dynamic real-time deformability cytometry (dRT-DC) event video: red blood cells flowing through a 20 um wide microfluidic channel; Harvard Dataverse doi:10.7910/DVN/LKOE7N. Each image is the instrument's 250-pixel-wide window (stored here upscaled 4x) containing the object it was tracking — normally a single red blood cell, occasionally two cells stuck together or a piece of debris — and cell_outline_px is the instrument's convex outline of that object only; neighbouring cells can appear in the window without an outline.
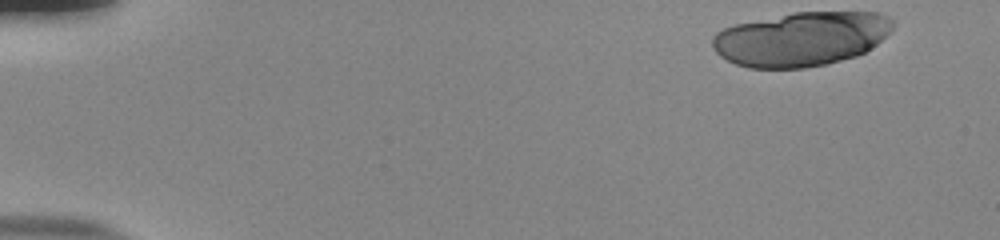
{"species": "human", "species_latin": "Homo sapiens", "temperature_condition": "room temperature", "stored_images_in_passage": 19, "camera_frame_rate_fps": 3000, "um_per_image_px": 0.085, "donor": {"sex": "male"}, "frame": {"image": 1, "passage_image": 1, "time_ms": 0.0, "image_size_px": [1000, 240], "cell_outline_px": [[892, 28], [876, 44], [864, 52], [856, 56], [824, 64], [804, 68], [748, 68], [736, 64], [720, 56], [712, 48], [712, 36], [716, 32], [724, 28], [736, 24], [792, 12], [880, 12], [888, 16], [892, 20]], "centroid_in_image_um": [68.06, 3.3], "position_along_channel_um": 16.9, "area_um2": 56.82}}